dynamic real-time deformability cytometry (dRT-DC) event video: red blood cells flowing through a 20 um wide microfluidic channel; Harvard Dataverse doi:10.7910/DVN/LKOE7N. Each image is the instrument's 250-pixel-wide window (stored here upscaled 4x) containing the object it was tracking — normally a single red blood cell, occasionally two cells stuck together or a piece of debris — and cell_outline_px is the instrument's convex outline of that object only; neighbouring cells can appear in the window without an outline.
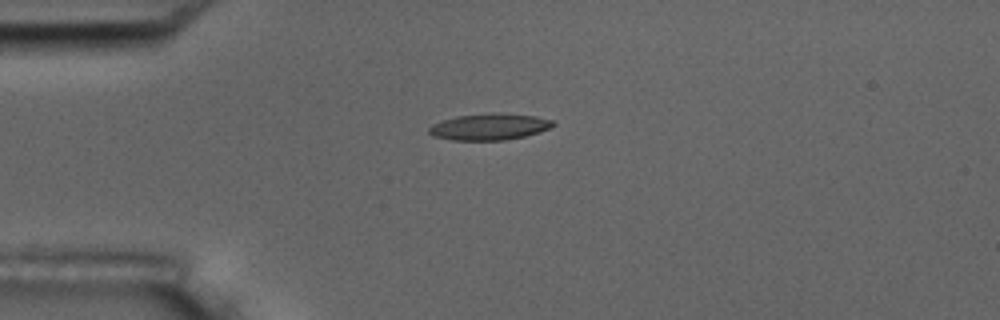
{"species": "common noctule bat (a hibernating species)", "species_latin": "Nyctalus noctula", "temperature_condition": "room temperature", "stored_images_in_passage": 4, "camera_frame_rate_fps": 3000, "um_per_image_px": 0.085, "animal": {"sex": "male", "body_mass_g": 17.5, "forearm_length_mm": 52.3}, "frame": {"image": 1, "passage_image": 3, "time_ms": 3.333, "image_size_px": [1000, 320], "cell_outline_px": [[556, 124], [540, 132], [524, 136], [504, 140], [452, 140], [432, 136], [428, 132], [428, 128], [432, 124], [456, 116], [492, 112], [500, 112], [536, 116], [552, 120]], "centroid_in_image_um": [41.59, 10.76], "position_along_channel_um": 43.4, "area_um2": 19.25}}